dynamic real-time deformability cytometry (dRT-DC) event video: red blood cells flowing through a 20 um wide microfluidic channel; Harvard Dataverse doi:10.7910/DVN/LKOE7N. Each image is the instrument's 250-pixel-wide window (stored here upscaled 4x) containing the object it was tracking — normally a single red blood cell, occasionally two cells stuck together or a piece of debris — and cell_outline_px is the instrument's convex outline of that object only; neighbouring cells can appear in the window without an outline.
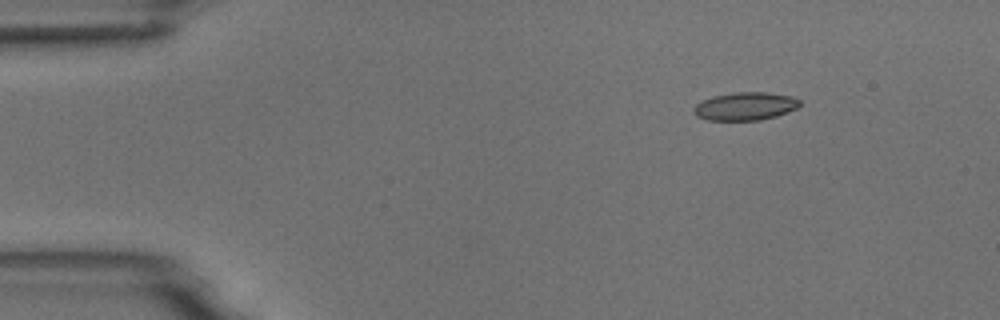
{"species": "common noctule bat (a hibernating species)", "species_latin": "Nyctalus noctula", "temperature_condition": "room temperature", "stored_images_in_passage": 7, "camera_frame_rate_fps": 3000, "um_per_image_px": 0.085, "animal": {"sex": "male", "body_mass_g": 18.8}, "frame": {"image": 1, "passage_image": 2, "time_ms": 1.333, "image_size_px": [1000, 320], "cell_outline_px": [[800, 104], [796, 108], [788, 112], [776, 116], [760, 120], [708, 120], [696, 116], [692, 112], [692, 108], [696, 104], [712, 96], [736, 92], [768, 92], [792, 96], [800, 100]], "centroid_in_image_um": [63.33, 9.03], "position_along_channel_um": 21.7, "area_um2": 17.4}}
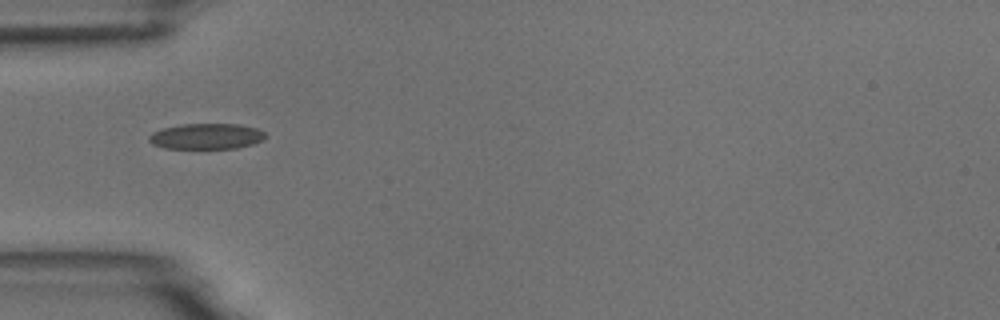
{"frame": {"image": 2, "passage_image": 5, "time_ms": 4.667, "image_size_px": [1000, 320], "cell_outline_px": [[268, 136], [264, 140], [252, 144], [236, 148], [164, 148], [152, 144], [148, 140], [148, 136], [152, 132], [164, 128], [180, 124], [240, 124], [256, 128], [264, 132]], "centroid_in_image_um": [17.56, 11.58], "position_along_channel_um": 67.4, "area_um2": 17.51}}